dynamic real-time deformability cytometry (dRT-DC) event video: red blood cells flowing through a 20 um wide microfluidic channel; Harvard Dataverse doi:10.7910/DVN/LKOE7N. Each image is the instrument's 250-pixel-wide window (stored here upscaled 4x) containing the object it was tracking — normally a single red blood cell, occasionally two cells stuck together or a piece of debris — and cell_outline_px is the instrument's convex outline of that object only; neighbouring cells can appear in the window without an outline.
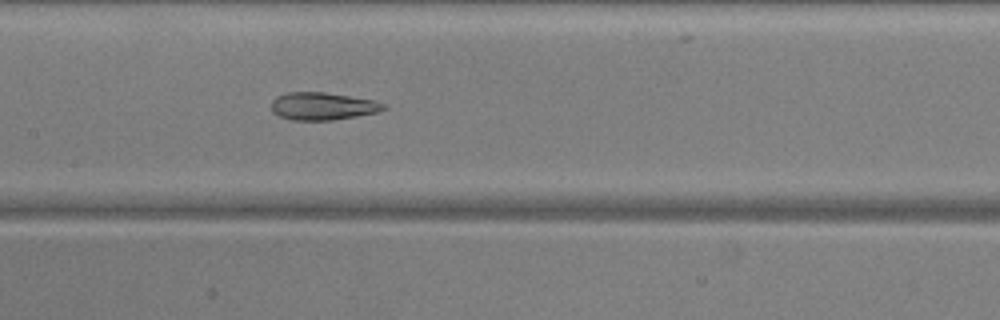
{"species": "common noctule bat (a hibernating species)", "species_latin": "Nyctalus noctula", "temperature_condition": "warm", "stored_images_in_passage": 52, "camera_frame_rate_fps": 3000, "um_per_image_px": 0.085, "animal": {"sex": "male", "body_mass_g": 20.5, "forearm_length_mm": 52.5}, "frame": {"image": 1, "passage_image": 25, "time_ms": 8.0, "image_size_px": [1000, 320], "cell_outline_px": [[388, 108], [380, 112], [332, 120], [292, 120], [280, 116], [272, 112], [272, 100], [276, 96], [288, 92], [324, 92], [376, 100], [388, 104]], "centroid_in_image_um": [27.48, 9.02], "position_along_channel_um": 179.9, "area_um2": 18.26}}
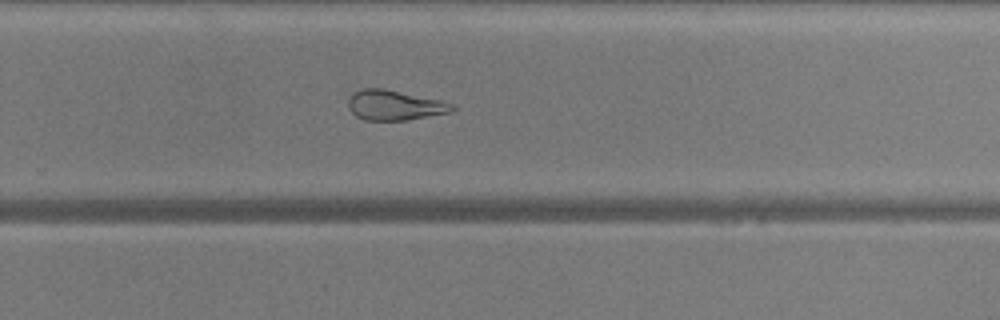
{"frame": {"image": 2, "passage_image": 34, "time_ms": 11.0, "image_size_px": [1000, 320], "cell_outline_px": [[456, 108], [448, 112], [408, 120], [364, 120], [356, 116], [348, 108], [348, 100], [352, 92], [364, 88], [380, 88], [444, 100], [456, 104]], "centroid_in_image_um": [33.55, 8.94], "position_along_channel_um": 296.3, "area_um2": 18.26}}
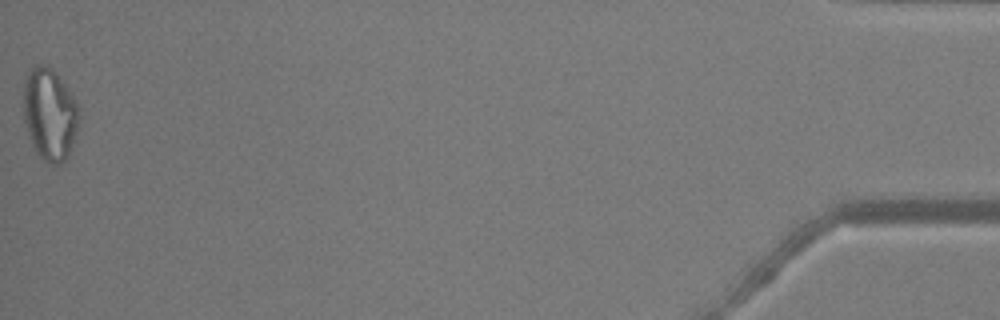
{"frame": {"image": 3, "passage_image": 52, "time_ms": 17.0, "image_size_px": [1000, 320], "cell_outline_px": [[80, 116], [76, 132], [68, 156], [60, 164], [48, 164], [36, 152], [32, 144], [24, 120], [24, 80], [28, 72], [36, 64], [44, 64], [52, 68], [68, 88], [80, 108]], "centroid_in_image_um": [4.23, 9.69], "position_along_channel_um": 431.0, "area_um2": 29.82}, "authors_computed_cell_mechanics": {"area_um2": 23.9292, "velocity_mm_per_s": 3.8923, "shape_relaxation_time_tau1_ms": null, "shape_relaxation_time_tau2_ms": 2.1258, "deformation_change_tau1": null, "deformation_change_tau2": 0.0908}}